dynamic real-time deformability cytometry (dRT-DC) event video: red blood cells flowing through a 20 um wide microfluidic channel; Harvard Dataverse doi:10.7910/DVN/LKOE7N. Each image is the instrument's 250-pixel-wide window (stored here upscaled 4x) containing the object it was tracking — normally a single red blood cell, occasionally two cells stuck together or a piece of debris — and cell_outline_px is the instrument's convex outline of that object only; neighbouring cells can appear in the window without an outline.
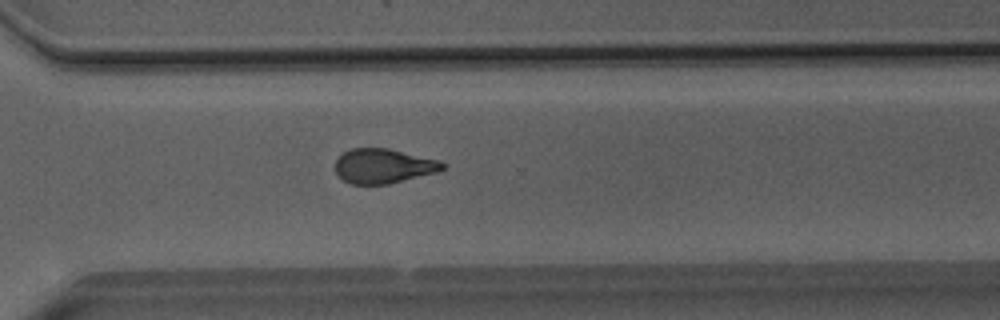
{"species": "Egyptian fruit bat (a non-hibernating species)", "species_latin": "Rousettus aegyptiacus", "temperature_condition": "room temperature", "stored_images_in_passage": 50, "camera_frame_rate_fps": 3000, "um_per_image_px": 0.085, "animal": {"sex": "male"}, "frame": {"image": 1, "passage_image": 36, "time_ms": 11.667, "image_size_px": [1000, 320], "cell_outline_px": [[444, 168], [436, 172], [388, 184], [352, 184], [344, 180], [336, 172], [336, 160], [344, 152], [352, 148], [388, 148], [440, 160], [444, 164]], "centroid_in_image_um": [32.59, 14.1], "position_along_channel_um": 338.0, "area_um2": 21.39}}
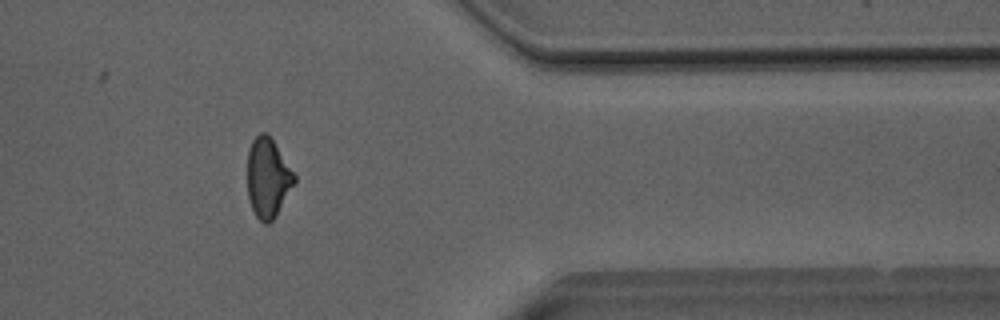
{"frame": {"image": 2, "passage_image": 41, "time_ms": 13.333, "image_size_px": [1000, 320], "cell_outline_px": [[296, 180], [276, 216], [268, 224], [264, 224], [256, 216], [252, 208], [248, 196], [248, 148], [252, 140], [260, 132], [268, 132], [296, 176]], "centroid_in_image_um": [22.76, 15.1], "position_along_channel_um": 388.6, "area_um2": 21.68}}
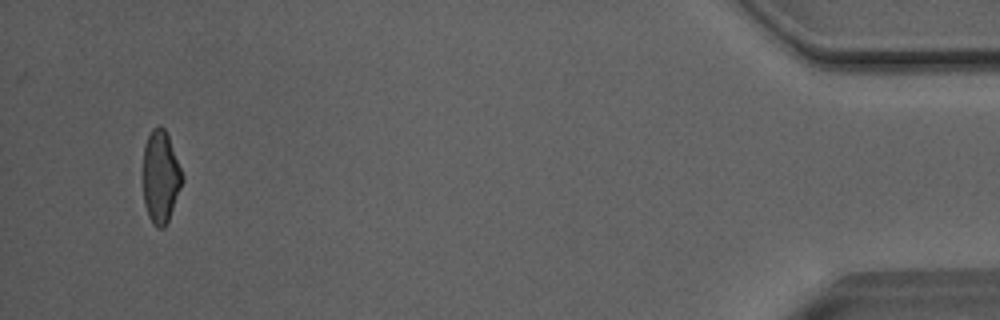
{"frame": {"image": 3, "passage_image": 48, "time_ms": 15.667, "image_size_px": [1000, 320], "cell_outline_px": [[184, 180], [168, 220], [164, 228], [156, 228], [152, 224], [148, 216], [144, 204], [140, 176], [144, 144], [152, 128], [160, 124], [164, 128], [168, 136], [184, 176]], "centroid_in_image_um": [13.6, 15.03], "position_along_channel_um": 421.6, "area_um2": 21.96}, "authors_computed_cell_mechanics": {"area_um2": 22.7443, "velocity_mm_per_s": 4.0669, "shape_relaxation_time_tau1_ms": 8.9928, "shape_relaxation_time_tau2_ms": 2.1554, "deformation_change_tau1": 0.2146, "deformation_change_tau2": 0.1057}}